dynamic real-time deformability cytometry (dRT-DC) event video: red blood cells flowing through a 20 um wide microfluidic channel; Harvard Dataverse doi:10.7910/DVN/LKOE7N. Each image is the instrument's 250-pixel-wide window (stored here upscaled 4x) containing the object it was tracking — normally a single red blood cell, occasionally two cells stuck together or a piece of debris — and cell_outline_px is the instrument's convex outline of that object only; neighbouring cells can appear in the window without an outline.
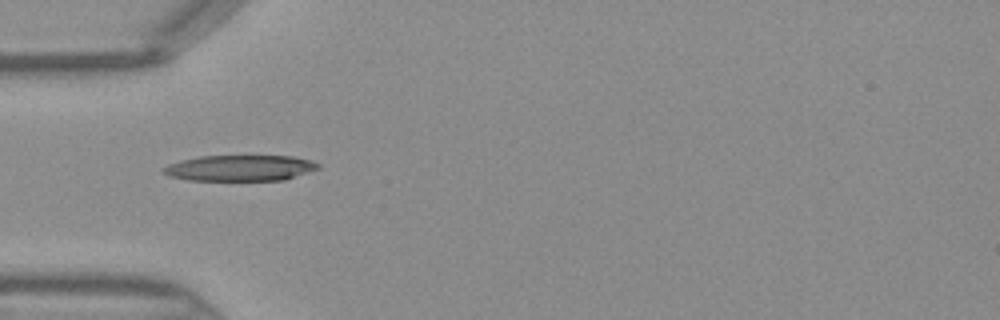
{"species": "Egyptian fruit bat (a non-hibernating species)", "species_latin": "Rousettus aegyptiacus", "temperature_condition": "warm", "stored_images_in_passage": 32, "camera_frame_rate_fps": 3000, "um_per_image_px": 0.085, "frame": {"image": 1, "passage_image": 1, "time_ms": 0.0, "image_size_px": [1000, 320], "cell_outline_px": [[320, 168], [284, 180], [188, 180], [168, 176], [160, 168], [168, 164], [180, 160], [200, 156], [292, 156], [312, 160], [320, 164]], "centroid_in_image_um": [20.39, 14.28], "position_along_channel_um": 64.6, "area_um2": 23.41}}
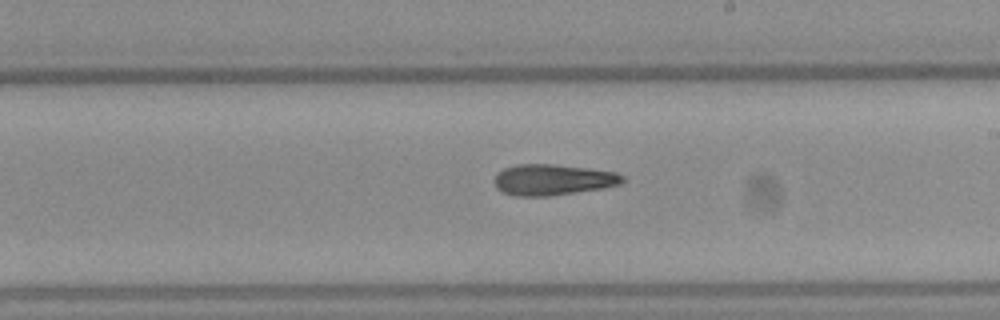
{"frame": {"image": 2, "passage_image": 13, "time_ms": 4.0, "image_size_px": [1000, 320], "cell_outline_px": [[624, 180], [620, 184], [604, 188], [548, 196], [512, 196], [496, 188], [492, 180], [504, 168], [516, 164], [556, 164], [588, 168], [616, 172], [624, 176]], "centroid_in_image_um": [46.98, 15.27], "position_along_channel_um": 242.0, "area_um2": 23.24}}
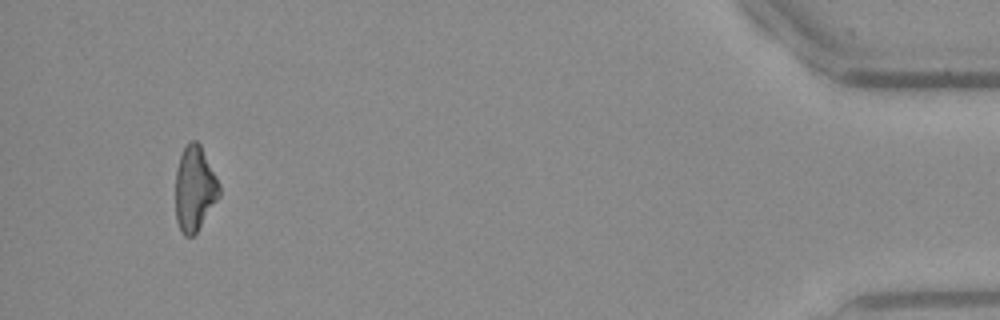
{"frame": {"image": 3, "passage_image": 30, "time_ms": 9.667, "image_size_px": [1000, 320], "cell_outline_px": [[220, 196], [196, 232], [192, 236], [184, 236], [176, 220], [176, 172], [180, 156], [184, 148], [192, 140], [196, 140], [200, 144], [220, 184]], "centroid_in_image_um": [16.55, 16.03], "position_along_channel_um": 418.7, "area_um2": 21.39}}